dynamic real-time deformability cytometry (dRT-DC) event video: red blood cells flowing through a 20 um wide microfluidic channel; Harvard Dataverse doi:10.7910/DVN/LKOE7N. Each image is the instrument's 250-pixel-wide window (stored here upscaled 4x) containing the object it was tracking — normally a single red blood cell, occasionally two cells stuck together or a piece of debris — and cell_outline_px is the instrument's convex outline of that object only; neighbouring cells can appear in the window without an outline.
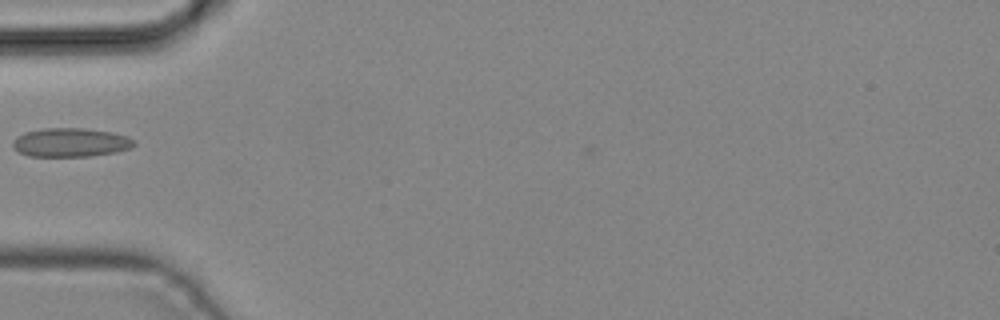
{"species": "common noctule bat (a hibernating species)", "species_latin": "Nyctalus noctula", "temperature_condition": "cold", "stored_images_in_passage": 1, "camera_frame_rate_fps": 3000, "um_per_image_px": 0.085, "animal": {"sex": "male", "body_mass_g": 19.2, "forearm_length_mm": 51.8}, "frame": {"image": 1, "passage_image": 1, "time_ms": 0.0, "image_size_px": [1000, 320], "cell_outline_px": [[136, 144], [132, 148], [116, 152], [88, 156], [28, 156], [12, 148], [12, 140], [16, 136], [24, 132], [44, 128], [84, 128], [112, 132], [128, 136], [136, 140]], "centroid_in_image_um": [6.01, 12.1], "position_along_channel_um": 79.0, "area_um2": 20.63}}